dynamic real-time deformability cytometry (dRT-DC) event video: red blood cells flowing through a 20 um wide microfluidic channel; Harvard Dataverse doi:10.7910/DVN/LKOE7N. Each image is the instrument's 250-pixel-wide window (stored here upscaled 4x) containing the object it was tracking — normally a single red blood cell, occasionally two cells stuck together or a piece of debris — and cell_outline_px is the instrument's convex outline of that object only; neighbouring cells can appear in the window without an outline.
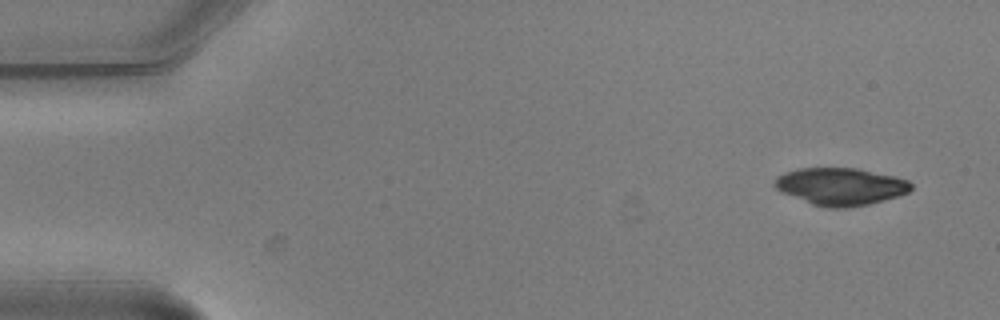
{"species": "common noctule bat (a hibernating species)", "species_latin": "Nyctalus noctula", "temperature_condition": "warm", "stored_images_in_passage": 5, "camera_frame_rate_fps": 3000, "um_per_image_px": 0.085, "animal": {"sex": "male", "body_mass_g": 20.5, "forearm_length_mm": 52.5}, "frame": {"image": 1, "passage_image": 1, "time_ms": 0.0, "image_size_px": [1000, 320], "cell_outline_px": [[912, 188], [908, 192], [900, 196], [868, 204], [848, 208], [828, 208], [812, 204], [780, 192], [772, 184], [776, 176], [784, 172], [796, 168], [856, 168], [896, 176], [908, 180], [912, 184]], "centroid_in_image_um": [71.43, 15.85], "position_along_channel_um": 13.6, "area_um2": 30.0}}